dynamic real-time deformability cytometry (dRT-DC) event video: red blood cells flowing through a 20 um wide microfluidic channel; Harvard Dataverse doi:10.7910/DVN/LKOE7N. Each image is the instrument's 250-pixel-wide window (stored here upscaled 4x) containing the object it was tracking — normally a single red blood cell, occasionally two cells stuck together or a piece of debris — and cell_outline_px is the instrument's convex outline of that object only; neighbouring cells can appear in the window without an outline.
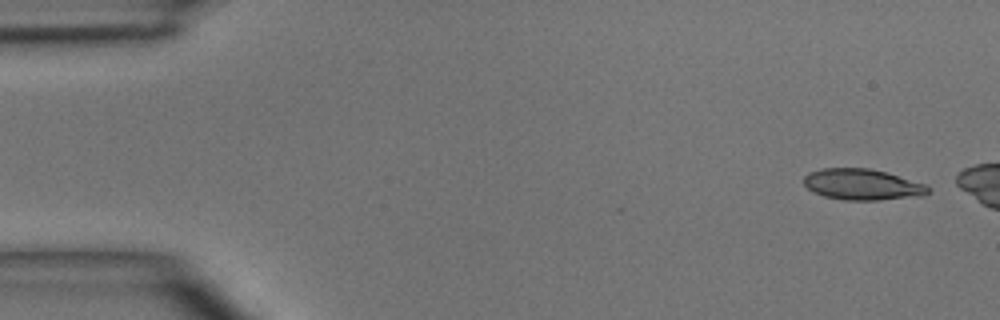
{"species": "common noctule bat (a hibernating species)", "species_latin": "Nyctalus noctula", "temperature_condition": "room temperature", "stored_images_in_passage": 3, "camera_frame_rate_fps": 3000, "um_per_image_px": 0.085, "animal": {"sex": "male", "body_mass_g": 15.6}, "frame": {"image": 1, "passage_image": 1, "time_ms": 0.0, "image_size_px": [1000, 320], "cell_outline_px": [[932, 192], [924, 196], [876, 200], [844, 200], [824, 196], [812, 192], [804, 184], [804, 176], [808, 172], [820, 168], [868, 168], [884, 172], [924, 184], [932, 188]], "centroid_in_image_um": [73.29, 15.69], "position_along_channel_um": 11.7, "area_um2": 22.54}}